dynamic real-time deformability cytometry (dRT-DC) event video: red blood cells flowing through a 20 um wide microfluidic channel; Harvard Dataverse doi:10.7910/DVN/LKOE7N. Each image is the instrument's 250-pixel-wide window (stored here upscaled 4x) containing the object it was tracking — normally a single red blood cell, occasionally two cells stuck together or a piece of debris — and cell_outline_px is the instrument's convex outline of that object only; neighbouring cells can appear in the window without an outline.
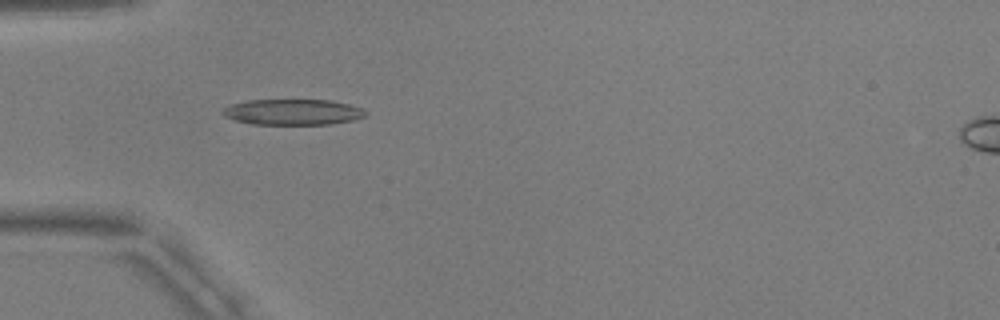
{"species": "common noctule bat (a hibernating species)", "species_latin": "Nyctalus noctula", "temperature_condition": "warm", "stored_images_in_passage": 49, "camera_frame_rate_fps": 3000, "um_per_image_px": 0.085, "animal": {"sex": "male", "body_mass_g": 17.9, "forearm_length_mm": 54.2}, "frame": {"image": 1, "passage_image": 12, "time_ms": 3.667, "image_size_px": [1000, 320], "cell_outline_px": [[368, 112], [364, 116], [352, 120], [332, 124], [252, 124], [236, 120], [224, 116], [220, 112], [220, 108], [244, 100], [332, 100], [364, 108]], "centroid_in_image_um": [24.86, 9.51], "position_along_channel_um": 60.1, "area_um2": 21.62}}
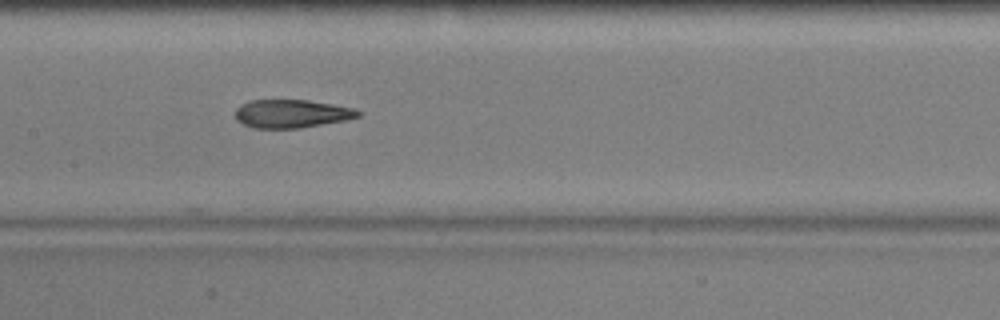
{"frame": {"image": 2, "passage_image": 22, "time_ms": 7.0, "image_size_px": [1000, 320], "cell_outline_px": [[364, 112], [360, 116], [344, 120], [296, 128], [252, 128], [236, 120], [236, 108], [240, 104], [252, 100], [308, 100], [332, 104], [352, 108]], "centroid_in_image_um": [24.77, 9.65], "position_along_channel_um": 182.6, "area_um2": 20.06}}
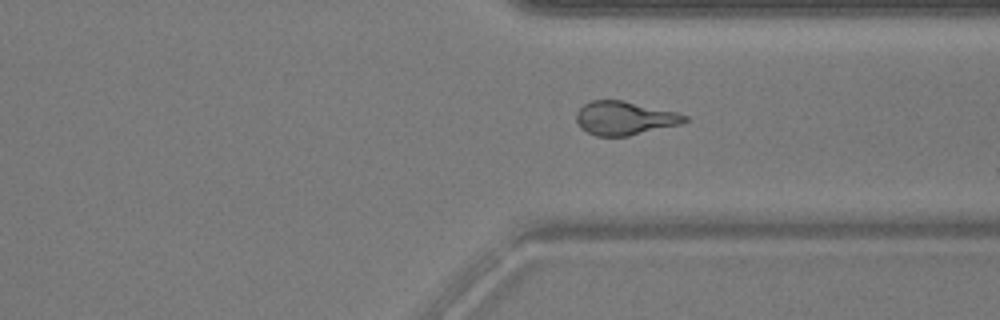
{"frame": {"image": 3, "passage_image": 36, "time_ms": 11.667, "image_size_px": [1000, 320], "cell_outline_px": [[688, 120], [680, 124], [628, 136], [596, 136], [580, 128], [576, 120], [576, 112], [584, 104], [592, 100], [624, 100], [676, 112], [688, 116]], "centroid_in_image_um": [53.07, 10.04], "position_along_channel_um": 358.3, "area_um2": 21.21}, "authors_computed_cell_mechanics": {"area_um2": 21.1548, "velocity_mm_per_s": 3.7696, "shape_relaxation_time_tau1_ms": 6.9722, "shape_relaxation_time_tau2_ms": 1.7816, "deformation_change_tau1": 0.2459, "deformation_change_tau2": 0.1169}}